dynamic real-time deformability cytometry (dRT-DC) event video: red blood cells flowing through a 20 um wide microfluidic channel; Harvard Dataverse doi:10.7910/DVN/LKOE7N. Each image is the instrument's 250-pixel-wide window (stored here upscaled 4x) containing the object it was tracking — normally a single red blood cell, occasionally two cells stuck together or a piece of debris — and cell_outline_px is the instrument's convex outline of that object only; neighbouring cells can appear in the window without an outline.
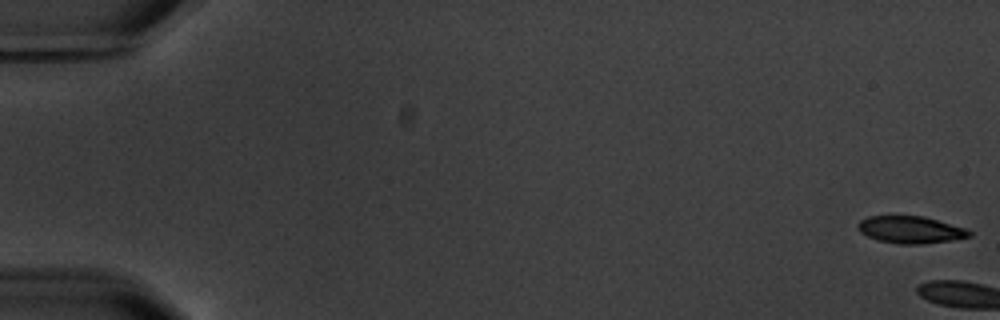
{"species": "common noctule bat (a hibernating species)", "species_latin": "Nyctalus noctula", "temperature_condition": "warm", "stored_images_in_passage": 6, "camera_frame_rate_fps": 3000, "um_per_image_px": 0.085, "animal": {"sex": "male", "body_mass_g": 20.1, "forearm_length_mm": 53.5}, "frame": {"image": 1, "passage_image": 1, "time_ms": 0.0, "image_size_px": [1000, 320], "cell_outline_px": [[972, 236], [952, 240], [920, 244], [896, 244], [876, 240], [860, 232], [856, 228], [856, 224], [860, 220], [868, 216], [924, 216], [964, 228], [972, 232]], "centroid_in_image_um": [77.35, 19.53], "position_along_channel_um": 7.7, "area_um2": 17.69}}